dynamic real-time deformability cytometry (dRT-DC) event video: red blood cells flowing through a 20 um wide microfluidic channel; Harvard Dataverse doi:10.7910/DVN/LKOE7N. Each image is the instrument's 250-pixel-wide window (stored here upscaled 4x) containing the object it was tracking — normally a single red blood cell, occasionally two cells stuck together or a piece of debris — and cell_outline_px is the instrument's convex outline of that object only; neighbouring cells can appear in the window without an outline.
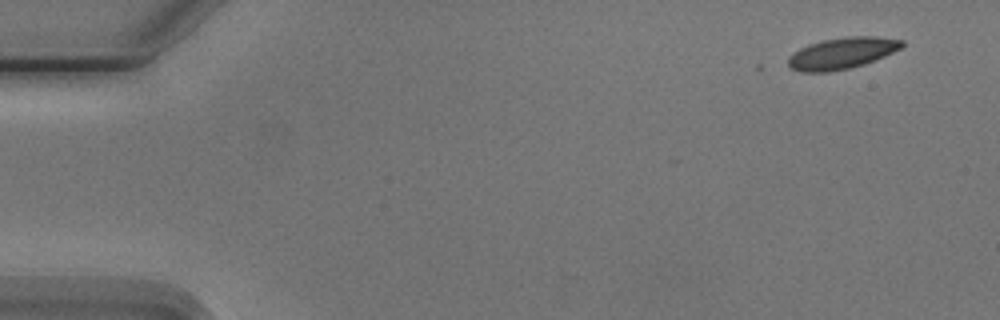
{"species": "Egyptian fruit bat (a non-hibernating species)", "species_latin": "Rousettus aegyptiacus", "temperature_condition": "cold", "stored_images_in_passage": 5, "segment_of_instrument_passage": [2, 2], "camera_frame_rate_fps": 3000, "um_per_image_px": 0.085, "animal": {"sex": "male"}, "frame": {"image": 1, "passage_image": 5, "time_ms": 5.0, "image_size_px": [1000, 320], "cell_outline_px": [[904, 44], [900, 48], [884, 56], [864, 64], [848, 68], [828, 72], [800, 72], [788, 68], [788, 56], [792, 52], [808, 44], [824, 40], [848, 36], [876, 36], [904, 40]], "centroid_in_image_um": [71.52, 4.52], "position_along_channel_um": 13.5, "area_um2": 20.87}}